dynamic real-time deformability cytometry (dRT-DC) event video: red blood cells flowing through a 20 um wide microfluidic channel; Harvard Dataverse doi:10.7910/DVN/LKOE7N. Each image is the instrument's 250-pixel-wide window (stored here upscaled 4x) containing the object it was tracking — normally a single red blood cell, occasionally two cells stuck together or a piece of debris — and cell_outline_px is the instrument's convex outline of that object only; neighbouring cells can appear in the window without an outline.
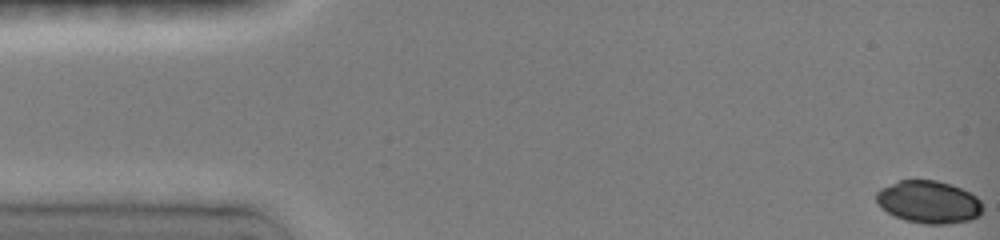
{"species": "common noctule bat (a hibernating species)", "species_latin": "Nyctalus noctula", "temperature_condition": "room temperature", "stored_images_in_passage": 29, "camera_frame_rate_fps": 3000, "um_per_image_px": 0.085, "animal": {"sex": "female", "body_mass_g": 19.0, "forearm_length_mm": 51.5}, "frame": {"image": 1, "passage_image": 1, "time_ms": 0.0, "image_size_px": [1000, 240], "cell_outline_px": [[984, 212], [980, 216], [972, 220], [944, 224], [924, 224], [904, 220], [880, 208], [876, 200], [876, 192], [880, 188], [900, 180], [936, 180], [952, 184], [976, 196], [980, 200], [984, 208]], "centroid_in_image_um": [78.97, 17.18], "position_along_channel_um": 6.0, "area_um2": 26.65}}
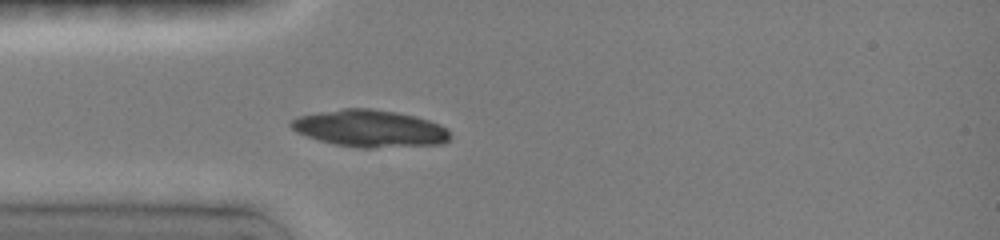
{"frame": {"image": 2, "passage_image": 14, "time_ms": 4.333, "image_size_px": [1000, 240], "cell_outline_px": [[452, 136], [444, 144], [372, 148], [360, 148], [336, 144], [320, 140], [296, 132], [288, 124], [288, 120], [296, 116], [344, 108], [372, 108], [396, 112], [416, 116], [440, 124], [448, 128]], "centroid_in_image_um": [31.46, 10.92], "position_along_channel_um": 53.5, "area_um2": 34.62}}
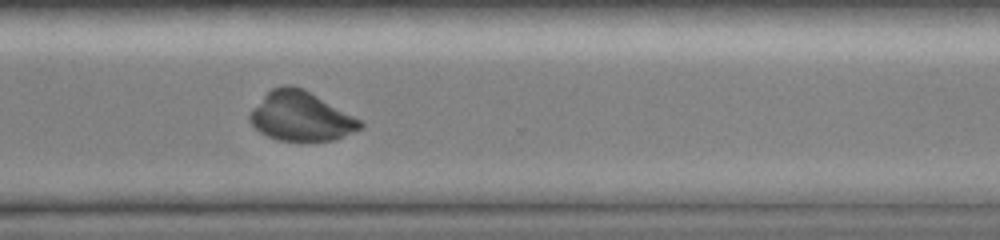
{"frame": {"image": 3, "passage_image": 29, "time_ms": 11.667, "image_size_px": [1000, 240], "cell_outline_px": [[364, 128], [336, 140], [276, 140], [260, 132], [248, 120], [248, 116], [252, 108], [272, 88], [284, 84], [292, 84], [308, 92], [360, 120], [364, 124]], "centroid_in_image_um": [25.55, 9.9], "position_along_channel_um": 345.0, "area_um2": 31.21}}